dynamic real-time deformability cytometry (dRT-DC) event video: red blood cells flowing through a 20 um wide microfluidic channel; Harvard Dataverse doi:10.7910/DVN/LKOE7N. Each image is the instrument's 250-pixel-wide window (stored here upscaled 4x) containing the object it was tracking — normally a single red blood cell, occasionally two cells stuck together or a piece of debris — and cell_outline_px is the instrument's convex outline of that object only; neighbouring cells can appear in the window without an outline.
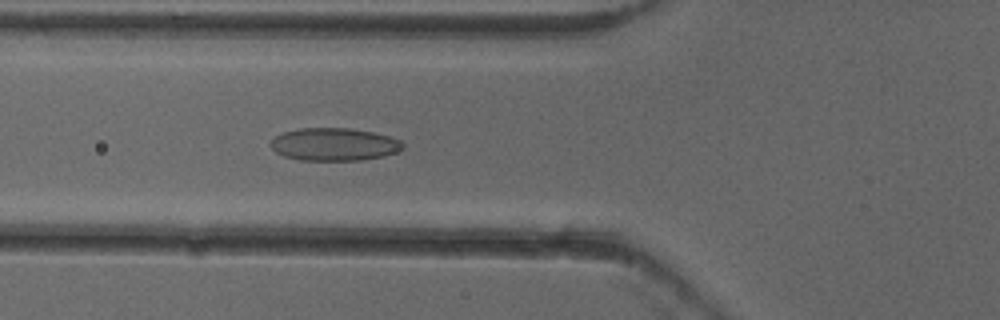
{"species": "common noctule bat (a hibernating species)", "species_latin": "Nyctalus noctula", "temperature_condition": "cold", "stored_images_in_passage": 53, "camera_frame_rate_fps": 3000, "um_per_image_px": 0.085, "animal": {"sex": "female"}, "frame": {"image": 1, "passage_image": 20, "time_ms": 6.333, "image_size_px": [1000, 320], "cell_outline_px": [[404, 148], [396, 152], [384, 156], [360, 160], [300, 160], [284, 156], [276, 152], [268, 144], [276, 136], [284, 132], [300, 128], [348, 128], [372, 132], [388, 136], [400, 140], [404, 144]], "centroid_in_image_um": [28.4, 12.27], "position_along_channel_um": 97.4, "area_um2": 25.14}}
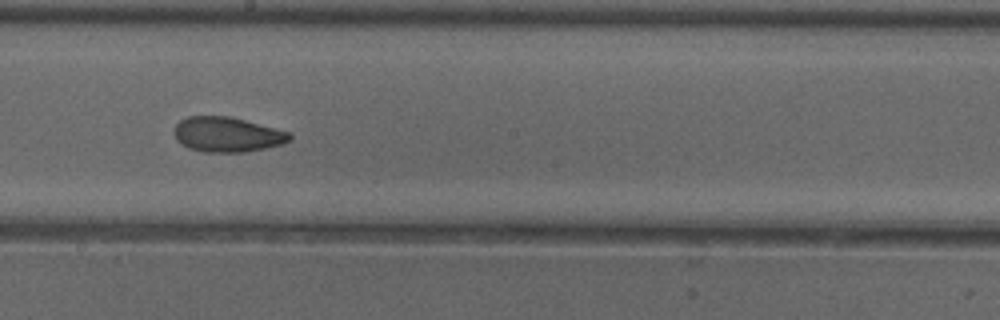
{"frame": {"image": 2, "passage_image": 30, "time_ms": 9.667, "image_size_px": [1000, 320], "cell_outline_px": [[292, 140], [284, 144], [244, 152], [204, 152], [188, 148], [176, 140], [176, 124], [180, 120], [188, 116], [228, 116], [244, 120], [288, 132], [292, 136]], "centroid_in_image_um": [19.31, 11.44], "position_along_channel_um": 228.9, "area_um2": 23.29}}
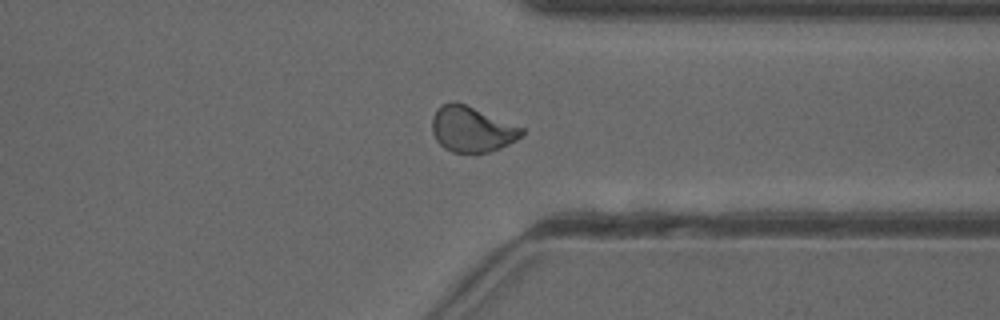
{"frame": {"image": 3, "passage_image": 41, "time_ms": 13.333, "image_size_px": [1000, 320], "cell_outline_px": [[524, 136], [500, 148], [488, 152], [472, 156], [452, 152], [444, 148], [436, 140], [432, 132], [432, 116], [436, 108], [440, 104], [452, 100], [456, 100], [524, 128]], "centroid_in_image_um": [40.07, 11.0], "position_along_channel_um": 371.3, "area_um2": 24.57}, "authors_computed_cell_mechanics": {"area_um2": 23.987, "velocity_mm_per_s": 3.9143, "shape_relaxation_time_tau1_ms": null, "shape_relaxation_time_tau2_ms": 1.7364, "deformation_change_tau1": null, "deformation_change_tau2": 0.0547}}